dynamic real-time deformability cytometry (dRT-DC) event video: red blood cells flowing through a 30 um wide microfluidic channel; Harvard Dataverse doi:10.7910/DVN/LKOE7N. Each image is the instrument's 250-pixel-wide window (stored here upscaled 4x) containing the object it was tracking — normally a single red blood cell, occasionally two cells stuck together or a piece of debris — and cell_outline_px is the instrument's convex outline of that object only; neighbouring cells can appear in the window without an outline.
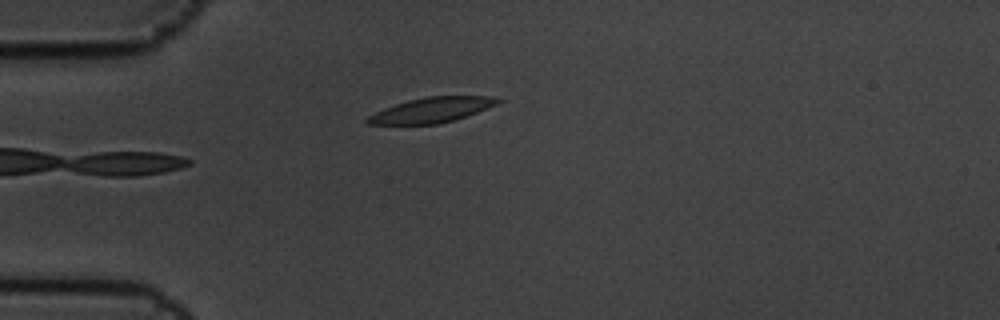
{"species": "common noctule bat (a hibernating species)", "species_latin": "Nyctalus noctula", "temperature_condition": "cold", "stored_images_in_passage": 5, "camera_frame_rate_fps": 3000, "um_per_image_px": 0.085, "animal": {"sex": "male", "body_mass_g": 19.5, "forearm_length_mm": 54.6}, "frame": {"image": 1, "passage_image": 5, "time_ms": 1.333, "image_size_px": [1000, 320], "cell_outline_px": [[504, 100], [496, 104], [476, 112], [452, 120], [436, 124], [368, 124], [364, 120], [368, 116], [384, 108], [408, 100], [428, 96], [492, 96]], "centroid_in_image_um": [36.67, 9.34], "position_along_channel_um": 48.3, "area_um2": 18.73}}